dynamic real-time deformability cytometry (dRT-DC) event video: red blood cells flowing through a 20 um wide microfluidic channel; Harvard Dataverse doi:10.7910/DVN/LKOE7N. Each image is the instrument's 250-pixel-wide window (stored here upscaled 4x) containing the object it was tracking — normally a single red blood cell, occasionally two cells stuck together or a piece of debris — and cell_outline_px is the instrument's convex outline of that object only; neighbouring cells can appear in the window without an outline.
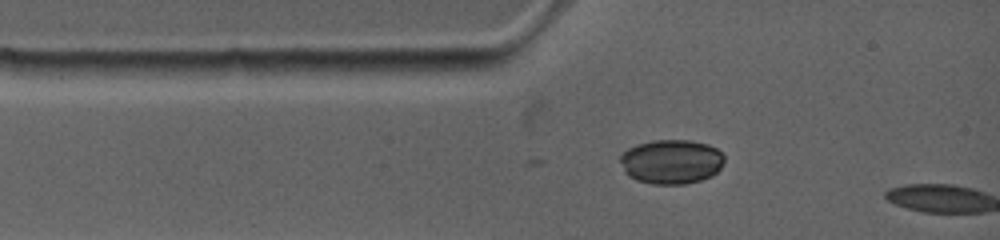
{"species": "common noctule bat (a hibernating species)", "species_latin": "Nyctalus noctula", "temperature_condition": "warm", "stored_images_in_passage": 2, "camera_frame_rate_fps": 4500, "um_per_image_px": 0.085, "animal": {"sex": "female", "body_mass_g": 19.0, "forearm_length_mm": 53.3}, "frame": {"image": 1, "passage_image": 1, "time_ms": 0.0, "image_size_px": [1000, 240], "cell_outline_px": [[724, 164], [712, 176], [700, 180], [684, 184], [652, 184], [636, 180], [628, 176], [624, 172], [620, 160], [620, 156], [628, 148], [640, 144], [656, 140], [684, 140], [704, 144], [716, 148], [724, 156]], "centroid_in_image_um": [57.05, 13.76], "position_along_channel_um": 27.9, "area_um2": 26.76}}